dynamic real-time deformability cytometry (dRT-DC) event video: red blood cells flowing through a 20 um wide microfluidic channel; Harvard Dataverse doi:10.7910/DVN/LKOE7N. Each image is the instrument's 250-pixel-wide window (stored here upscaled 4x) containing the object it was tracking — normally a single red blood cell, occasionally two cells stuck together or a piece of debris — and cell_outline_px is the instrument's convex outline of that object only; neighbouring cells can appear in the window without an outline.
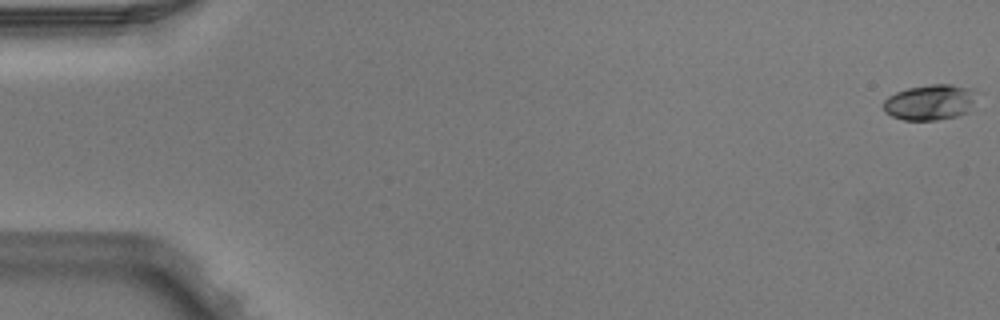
{"species": "Egyptian fruit bat (a non-hibernating species)", "species_latin": "Rousettus aegyptiacus", "temperature_condition": "warm", "stored_images_in_passage": 5, "camera_frame_rate_fps": 3000, "um_per_image_px": 0.085, "animal": {"sex": "male"}, "frame": {"image": 1, "passage_image": 1, "time_ms": 0.0, "image_size_px": [1000, 320], "cell_outline_px": [[980, 92], [968, 112], [956, 116], [936, 120], [904, 120], [892, 116], [884, 112], [884, 100], [888, 96], [896, 92], [908, 88], [932, 84], [952, 84], [972, 88]], "centroid_in_image_um": [79.1, 8.68], "position_along_channel_um": 5.9, "area_um2": 19.59}}
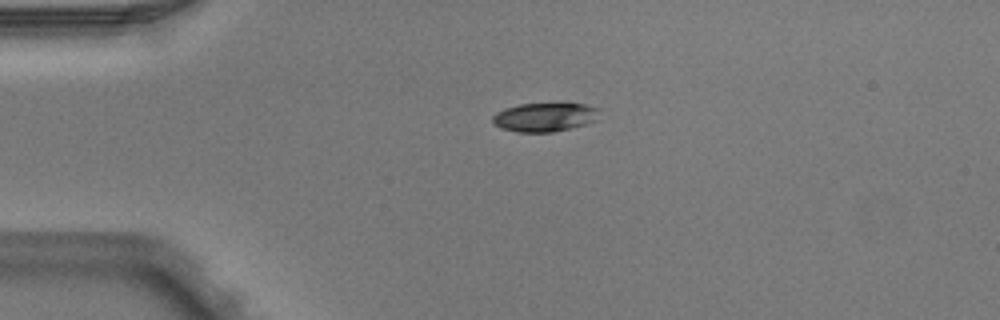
{"frame": {"image": 2, "passage_image": 4, "time_ms": 1.0, "image_size_px": [1000, 320], "cell_outline_px": [[600, 108], [596, 120], [588, 124], [572, 128], [552, 132], [516, 132], [500, 128], [492, 120], [492, 116], [496, 112], [504, 108], [520, 104], [560, 100], [564, 100], [584, 104]], "centroid_in_image_um": [46.35, 9.9], "position_along_channel_um": 38.6, "area_um2": 18.96}}